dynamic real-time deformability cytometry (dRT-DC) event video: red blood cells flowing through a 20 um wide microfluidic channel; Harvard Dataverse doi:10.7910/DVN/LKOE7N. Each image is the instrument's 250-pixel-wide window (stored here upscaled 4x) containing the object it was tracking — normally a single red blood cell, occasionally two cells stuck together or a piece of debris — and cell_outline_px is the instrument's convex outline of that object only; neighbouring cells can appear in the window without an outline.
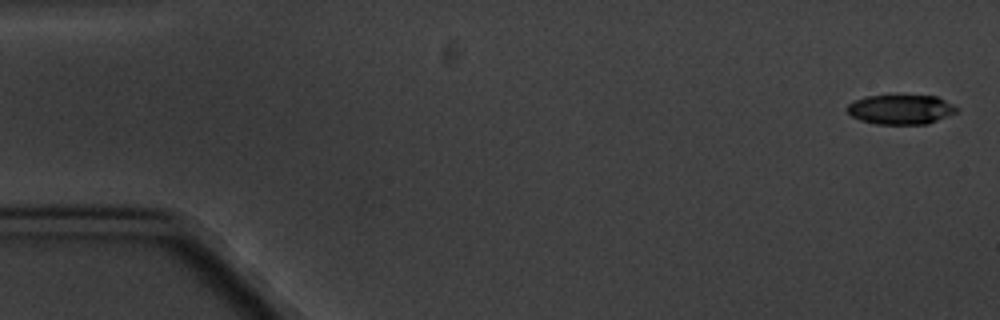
{"species": "common noctule bat (a hibernating species)", "species_latin": "Nyctalus noctula", "temperature_condition": "cold", "stored_images_in_passage": 5, "camera_frame_rate_fps": 3000, "um_per_image_px": 0.085, "animal": {"sex": "male", "body_mass_g": 20.1, "forearm_length_mm": 53.5}, "frame": {"image": 1, "passage_image": 1, "time_ms": 0.0, "image_size_px": [1000, 320], "cell_outline_px": [[960, 108], [956, 112], [928, 124], [876, 124], [860, 120], [852, 116], [844, 108], [852, 100], [864, 96], [936, 96], [956, 104]], "centroid_in_image_um": [76.56, 9.3], "position_along_channel_um": 8.4, "area_um2": 19.07}}
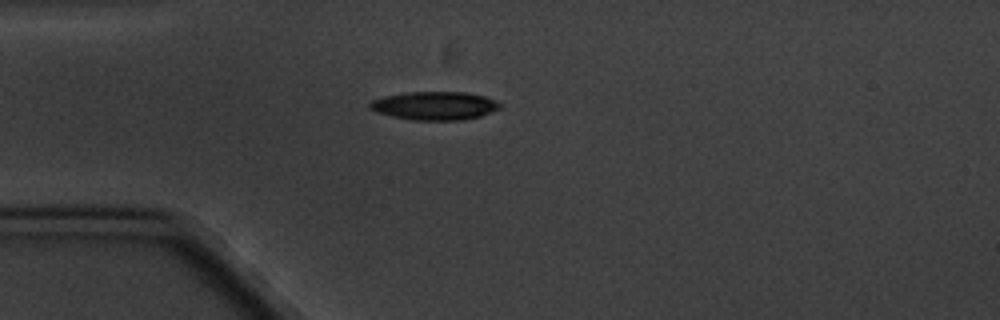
{"frame": {"image": 2, "passage_image": 5, "time_ms": 4.667, "image_size_px": [1000, 320], "cell_outline_px": [[500, 108], [492, 112], [480, 116], [460, 120], [412, 120], [392, 116], [376, 112], [368, 104], [372, 100], [384, 96], [408, 92], [464, 92], [484, 96], [496, 100], [500, 104]], "centroid_in_image_um": [36.95, 8.98], "position_along_channel_um": 48.0, "area_um2": 21.39}}